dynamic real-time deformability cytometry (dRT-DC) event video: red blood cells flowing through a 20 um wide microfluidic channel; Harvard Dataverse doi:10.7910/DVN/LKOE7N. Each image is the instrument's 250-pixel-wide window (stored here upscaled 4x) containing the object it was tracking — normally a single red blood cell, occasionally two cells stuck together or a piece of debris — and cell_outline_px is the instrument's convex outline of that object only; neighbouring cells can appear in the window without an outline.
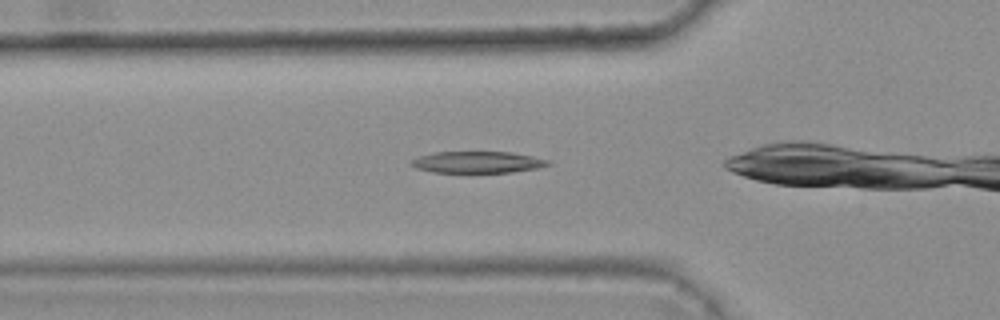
{"species": "common noctule bat (a hibernating species)", "species_latin": "Nyctalus noctula", "temperature_condition": "warm", "stored_images_in_passage": 41, "camera_frame_rate_fps": 3000, "um_per_image_px": 0.085, "animal": {"sex": "female", "body_mass_g": 25.1}, "frame": {"image": 1, "passage_image": 12, "time_ms": 3.667, "image_size_px": [1000, 320], "cell_outline_px": [[552, 164], [536, 168], [512, 172], [432, 172], [416, 168], [412, 164], [412, 160], [420, 156], [436, 152], [512, 152], [552, 160]], "centroid_in_image_um": [40.66, 13.78], "position_along_channel_um": 85.1, "area_um2": 17.05}}